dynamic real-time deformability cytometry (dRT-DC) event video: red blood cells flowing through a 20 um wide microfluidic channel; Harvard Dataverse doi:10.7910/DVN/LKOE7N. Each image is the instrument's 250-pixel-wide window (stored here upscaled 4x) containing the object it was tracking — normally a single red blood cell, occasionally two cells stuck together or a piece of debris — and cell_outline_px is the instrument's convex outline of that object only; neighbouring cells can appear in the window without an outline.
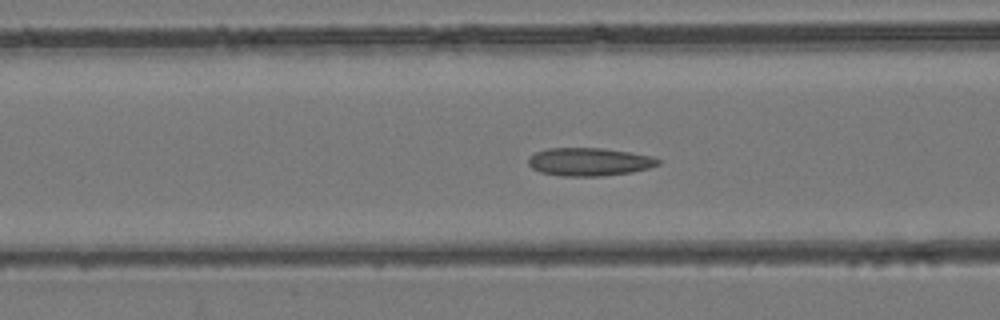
{"species": "common noctule bat (a hibernating species)", "species_latin": "Nyctalus noctula", "temperature_condition": "room temperature", "stored_images_in_passage": 46, "camera_frame_rate_fps": 3000, "um_per_image_px": 0.085, "animal": {"sex": "female", "body_mass_g": 24.6, "forearm_length_mm": 56.2}, "frame": {"image": 1, "passage_image": 18, "time_ms": 5.667, "image_size_px": [1000, 320], "cell_outline_px": [[660, 164], [648, 168], [632, 172], [600, 176], [560, 176], [540, 172], [532, 168], [528, 164], [528, 156], [536, 152], [548, 148], [604, 148], [632, 152], [652, 156], [660, 160]], "centroid_in_image_um": [50.08, 13.75], "position_along_channel_um": 116.5, "area_um2": 21.39}}
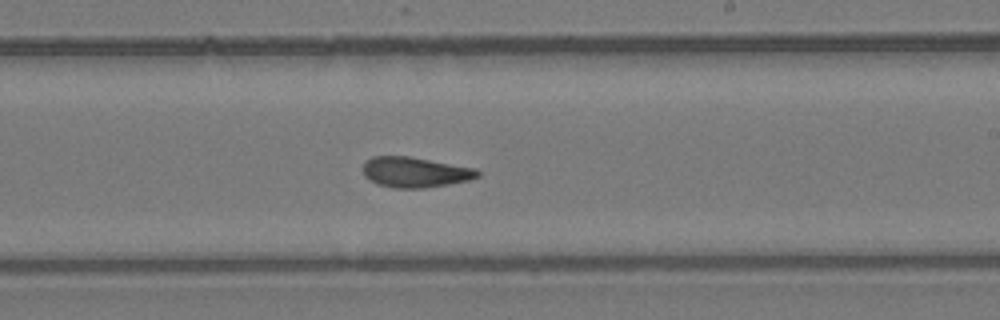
{"frame": {"image": 2, "passage_image": 27, "time_ms": 8.667, "image_size_px": [1000, 320], "cell_outline_px": [[480, 176], [468, 180], [448, 184], [424, 188], [392, 188], [376, 184], [364, 176], [364, 160], [372, 156], [408, 156], [476, 168], [480, 172]], "centroid_in_image_um": [35.26, 14.63], "position_along_channel_um": 253.7, "area_um2": 20.35}}
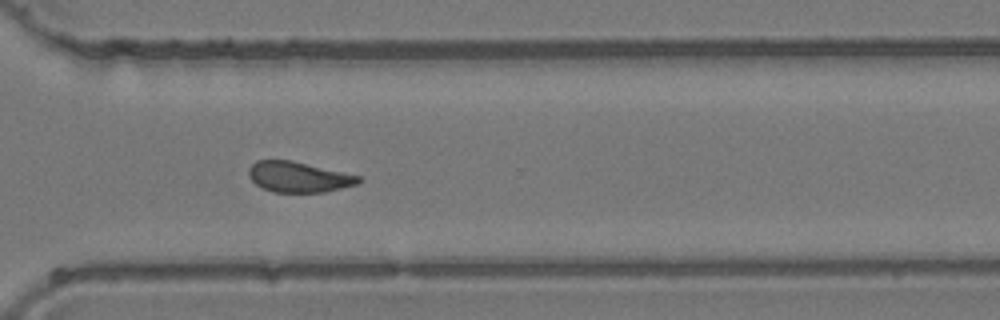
{"frame": {"image": 3, "passage_image": 33, "time_ms": 10.667, "image_size_px": [1000, 320], "cell_outline_px": [[364, 180], [356, 184], [324, 192], [272, 192], [256, 184], [248, 176], [248, 168], [256, 160], [292, 160], [360, 176]], "centroid_in_image_um": [25.36, 15.03], "position_along_channel_um": 345.2, "area_um2": 19.48}}